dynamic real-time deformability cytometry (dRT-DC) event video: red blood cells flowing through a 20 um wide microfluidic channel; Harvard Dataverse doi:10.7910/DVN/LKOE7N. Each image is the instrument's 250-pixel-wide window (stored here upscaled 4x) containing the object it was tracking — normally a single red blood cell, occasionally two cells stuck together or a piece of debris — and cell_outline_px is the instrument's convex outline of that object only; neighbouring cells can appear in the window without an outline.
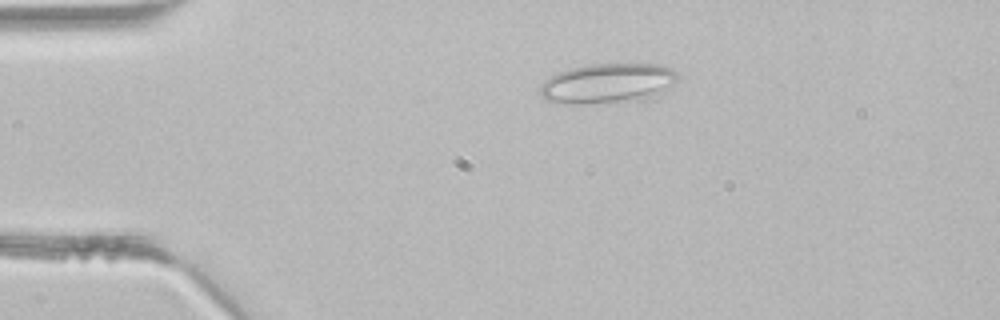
{"species": "common noctule bat (a hibernating species)", "species_latin": "Nyctalus noctula", "temperature_condition": "room temperature", "stored_images_in_passage": 2, "camera_frame_rate_fps": 3000, "um_per_image_px": 0.085, "animal": {"sex": "male", "body_mass_g": 21.5, "forearm_length_mm": 52.0}, "frame": {"image": 1, "passage_image": 2, "time_ms": 0.333, "image_size_px": [1000, 320], "cell_outline_px": [[676, 80], [672, 84], [660, 92], [648, 96], [584, 104], [568, 104], [544, 100], [540, 92], [540, 88], [544, 80], [560, 72], [572, 68], [592, 64], [660, 64], [676, 72]], "centroid_in_image_um": [51.56, 7.06], "position_along_channel_um": 33.4, "area_um2": 30.75}}